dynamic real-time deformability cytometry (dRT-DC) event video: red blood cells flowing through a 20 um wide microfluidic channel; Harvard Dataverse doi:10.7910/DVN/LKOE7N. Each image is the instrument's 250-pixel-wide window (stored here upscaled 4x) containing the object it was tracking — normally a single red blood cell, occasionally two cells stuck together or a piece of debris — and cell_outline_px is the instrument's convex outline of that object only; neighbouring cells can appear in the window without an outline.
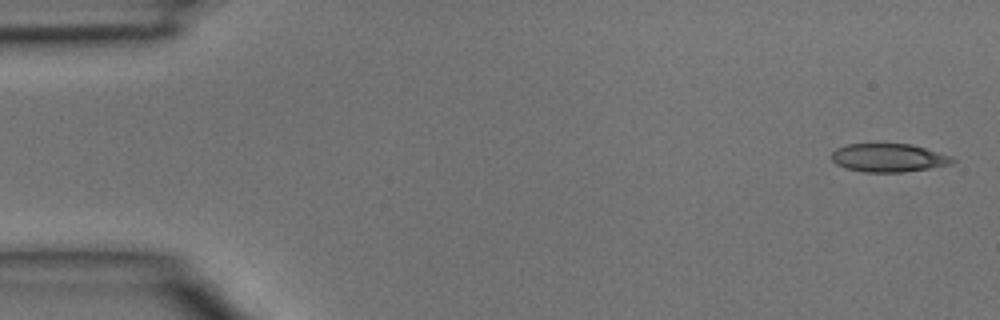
{"species": "common noctule bat (a hibernating species)", "species_latin": "Nyctalus noctula", "temperature_condition": "room temperature", "stored_images_in_passage": 4, "camera_frame_rate_fps": 3000, "um_per_image_px": 0.085, "animal": {"sex": "male", "body_mass_g": 15.6}, "frame": {"image": 1, "passage_image": 1, "time_ms": 0.0, "image_size_px": [1000, 320], "cell_outline_px": [[956, 160], [952, 164], [904, 172], [864, 172], [844, 168], [836, 164], [832, 160], [832, 152], [836, 148], [848, 144], [912, 144], [952, 156]], "centroid_in_image_um": [75.53, 13.41], "position_along_channel_um": 9.5, "area_um2": 20.0}}